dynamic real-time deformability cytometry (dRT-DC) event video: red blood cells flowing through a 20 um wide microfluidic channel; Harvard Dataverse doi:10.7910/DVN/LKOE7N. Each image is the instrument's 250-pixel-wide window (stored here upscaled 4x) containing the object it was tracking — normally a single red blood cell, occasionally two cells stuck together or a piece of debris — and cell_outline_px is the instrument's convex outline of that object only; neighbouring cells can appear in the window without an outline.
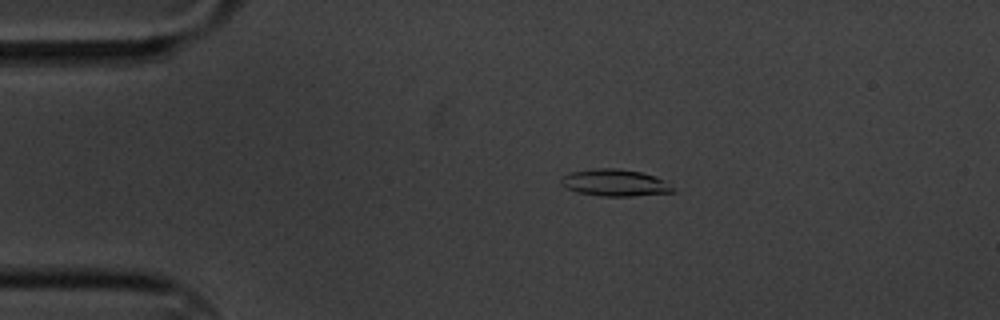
{"species": "common noctule bat (a hibernating species)", "species_latin": "Nyctalus noctula", "temperature_condition": "cold", "stored_images_in_passage": 43, "camera_frame_rate_fps": 3000, "um_per_image_px": 0.085, "animal": {"sex": "male", "body_mass_g": 20.1, "forearm_length_mm": 53.5}, "frame": {"image": 1, "passage_image": 3, "time_ms": 0.667, "image_size_px": [1000, 320], "cell_outline_px": [[676, 192], [632, 196], [600, 196], [576, 192], [560, 184], [560, 176], [572, 172], [596, 168], [616, 168], [640, 172], [656, 176], [668, 180]], "centroid_in_image_um": [52.29, 15.53], "position_along_channel_um": 32.7, "area_um2": 17.74}}
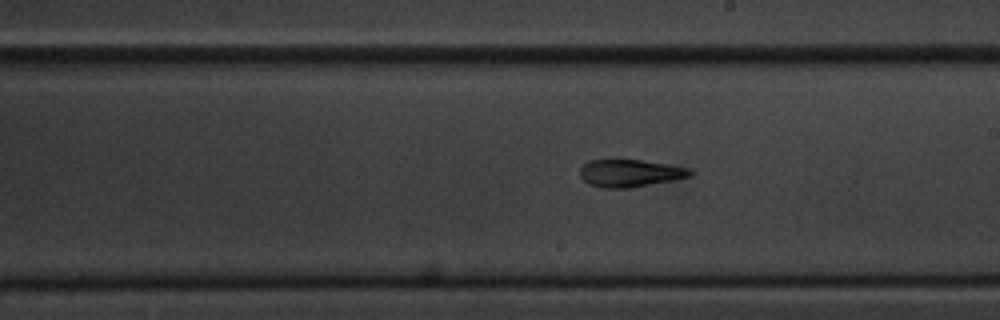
{"frame": {"image": 2, "passage_image": 25, "time_ms": 8.0, "image_size_px": [1000, 320], "cell_outline_px": [[692, 176], [672, 180], [628, 188], [604, 188], [588, 184], [580, 176], [580, 168], [588, 160], [640, 160], [688, 168], [692, 172]], "centroid_in_image_um": [53.5, 14.72], "position_along_channel_um": 235.5, "area_um2": 17.34}}
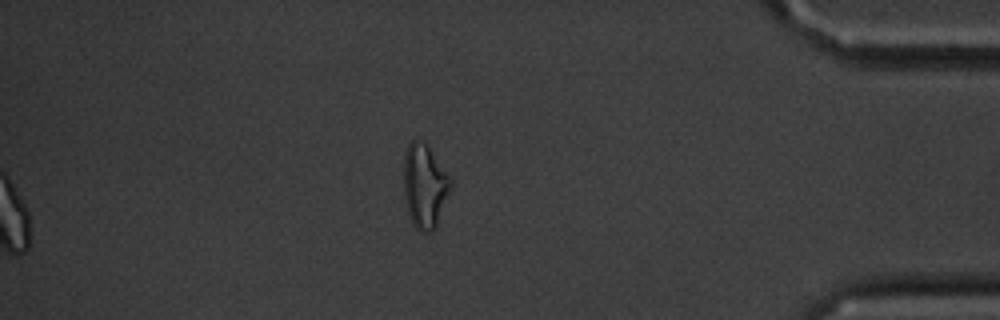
{"frame": {"image": 3, "passage_image": 43, "time_ms": 14.0, "image_size_px": [1000, 320], "cell_outline_px": [[452, 184], [436, 224], [428, 232], [420, 232], [412, 224], [408, 212], [404, 196], [404, 156], [408, 144], [412, 140], [416, 140], [424, 144], [428, 148], [452, 180]], "centroid_in_image_um": [36.06, 15.82], "position_along_channel_um": 399.1, "area_um2": 22.2}, "authors_computed_cell_mechanics": {"area_um2": 17.34, "velocity_mm_per_s": 3.3232, "shape_relaxation_time_tau1_ms": 4.3195, "shape_relaxation_time_tau2_ms": 4.0849, "deformation_change_tau1": 0.1755, "deformation_change_tau2": 0.1454}}